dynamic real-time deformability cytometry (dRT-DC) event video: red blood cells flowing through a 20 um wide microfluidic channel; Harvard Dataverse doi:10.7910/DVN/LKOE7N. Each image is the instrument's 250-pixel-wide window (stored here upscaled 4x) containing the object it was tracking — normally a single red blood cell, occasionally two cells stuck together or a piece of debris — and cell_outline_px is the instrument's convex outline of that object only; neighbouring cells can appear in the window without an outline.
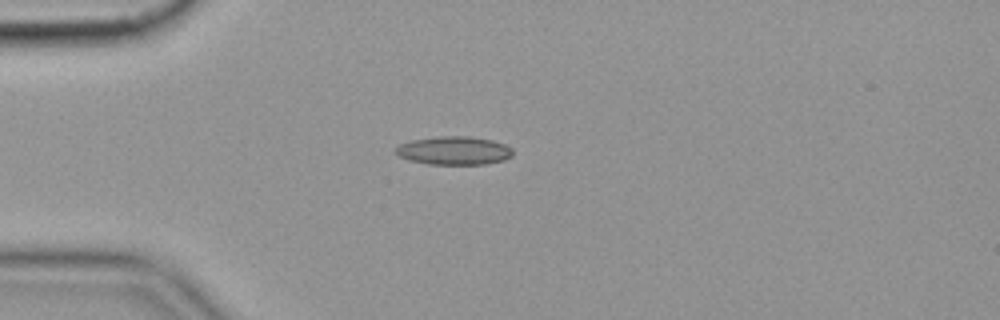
{"species": "common noctule bat (a hibernating species)", "species_latin": "Nyctalus noctula", "temperature_condition": "cold", "stored_images_in_passage": 42, "camera_frame_rate_fps": 3000, "um_per_image_px": 0.085, "animal": {"sex": "female", "body_mass_g": 19.9}, "frame": {"image": 1, "passage_image": 1, "time_ms": 0.0, "image_size_px": [1000, 320], "cell_outline_px": [[512, 156], [504, 160], [484, 164], [428, 164], [408, 160], [392, 152], [400, 144], [412, 140], [436, 136], [468, 136], [492, 140], [504, 144], [512, 148]], "centroid_in_image_um": [38.57, 12.8], "position_along_channel_um": 46.4, "area_um2": 19.42}}
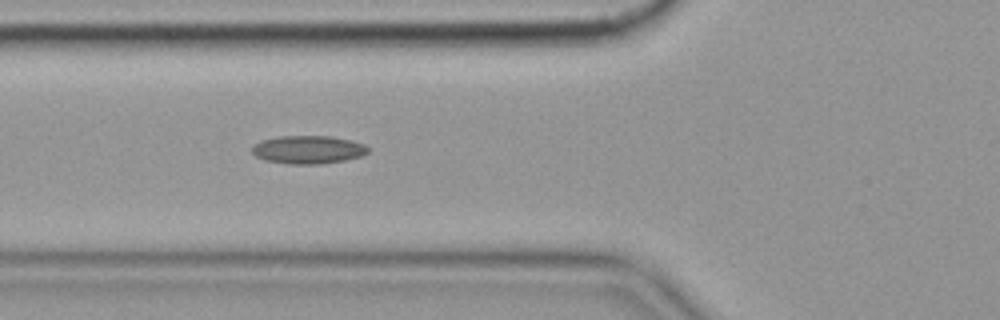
{"frame": {"image": 2, "passage_image": 7, "time_ms": 2.0, "image_size_px": [1000, 320], "cell_outline_px": [[368, 152], [360, 156], [344, 160], [320, 164], [288, 164], [264, 160], [256, 156], [252, 152], [252, 148], [260, 140], [280, 136], [332, 136], [352, 140], [364, 144], [368, 148]], "centroid_in_image_um": [26.18, 12.72], "position_along_channel_um": 99.6, "area_um2": 19.02}}
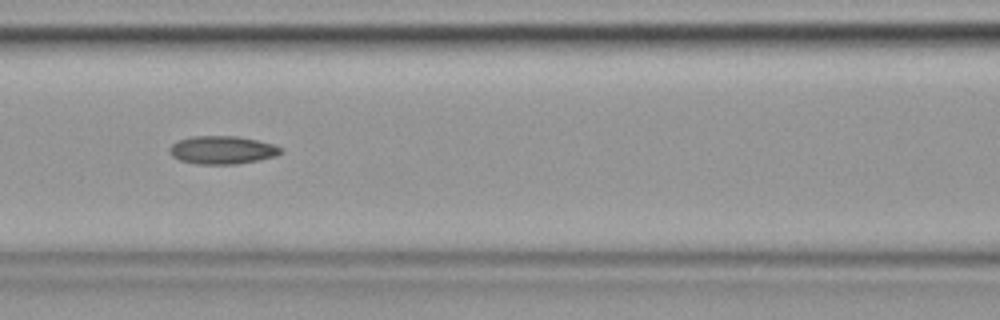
{"frame": {"image": 3, "passage_image": 11, "time_ms": 3.333, "image_size_px": [1000, 320], "cell_outline_px": [[284, 152], [276, 156], [236, 164], [200, 164], [180, 160], [172, 156], [168, 148], [172, 144], [180, 140], [192, 136], [236, 136], [256, 140], [272, 144], [284, 148]], "centroid_in_image_um": [18.91, 12.75], "position_along_channel_um": 147.7, "area_um2": 18.09}, "authors_computed_cell_mechanics": {"area_um2": 17.8602, "velocity_mm_per_s": 3.5695, "shape_relaxation_time_tau1_ms": null, "shape_relaxation_time_tau2_ms": 6.4932, "deformation_change_tau1": null, "deformation_change_tau2": 0.1537}}